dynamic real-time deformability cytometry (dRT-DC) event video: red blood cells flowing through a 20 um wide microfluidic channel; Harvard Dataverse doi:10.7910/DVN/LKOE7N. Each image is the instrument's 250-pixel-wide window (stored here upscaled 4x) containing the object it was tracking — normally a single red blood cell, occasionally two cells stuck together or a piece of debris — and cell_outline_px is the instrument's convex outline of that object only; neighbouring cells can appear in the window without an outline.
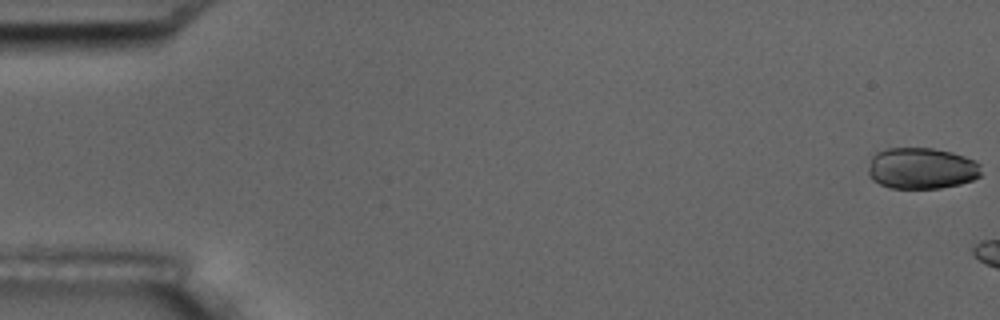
{"species": "common noctule bat (a hibernating species)", "species_latin": "Nyctalus noctula", "temperature_condition": "room temperature", "stored_images_in_passage": 3, "camera_frame_rate_fps": 3000, "um_per_image_px": 0.085, "animal": {"sex": "male", "body_mass_g": 17.5, "forearm_length_mm": 52.3}, "frame": {"image": 1, "passage_image": 1, "time_ms": 0.0, "image_size_px": [1000, 320], "cell_outline_px": [[980, 176], [972, 180], [960, 184], [940, 188], [888, 188], [872, 180], [868, 176], [868, 168], [872, 156], [876, 152], [888, 148], [932, 148], [952, 152], [976, 160], [980, 164]], "centroid_in_image_um": [78.32, 14.31], "position_along_channel_um": 6.7, "area_um2": 27.4}}